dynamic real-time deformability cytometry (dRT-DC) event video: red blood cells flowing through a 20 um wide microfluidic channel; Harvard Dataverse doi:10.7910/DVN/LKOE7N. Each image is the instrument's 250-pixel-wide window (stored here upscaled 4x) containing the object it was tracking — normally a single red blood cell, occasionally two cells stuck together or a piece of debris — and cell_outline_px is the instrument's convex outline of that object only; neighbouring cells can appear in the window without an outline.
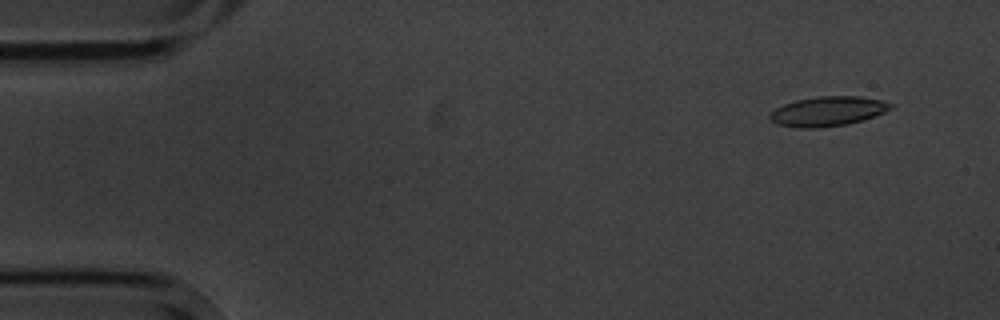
{"species": "common noctule bat (a hibernating species)", "species_latin": "Nyctalus noctula", "temperature_condition": "cold", "stored_images_in_passage": 13, "camera_frame_rate_fps": 3000, "um_per_image_px": 0.085, "animal": {"sex": "male", "body_mass_g": 20.1, "forearm_length_mm": 53.5}, "frame": {"image": 1, "passage_image": 2, "time_ms": 1.0, "image_size_px": [1000, 320], "cell_outline_px": [[892, 108], [884, 112], [864, 120], [848, 124], [820, 128], [796, 128], [776, 124], [768, 116], [776, 108], [784, 104], [796, 100], [820, 96], [860, 96], [880, 100], [892, 104]], "centroid_in_image_um": [70.35, 9.47], "position_along_channel_um": 14.6, "area_um2": 20.87}}
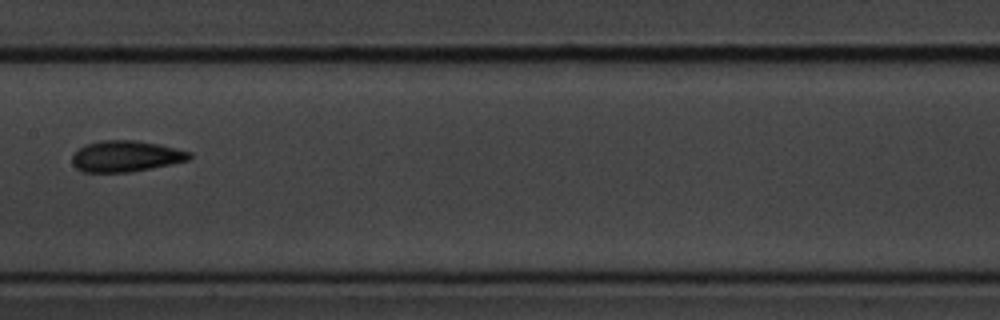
{"frame": {"image": 2, "passage_image": 8, "time_ms": 9.0, "image_size_px": [1000, 320], "cell_outline_px": [[192, 156], [188, 160], [172, 164], [128, 172], [84, 172], [76, 168], [72, 164], [72, 152], [84, 144], [100, 140], [136, 140], [176, 148], [192, 152]], "centroid_in_image_um": [10.65, 13.27], "position_along_channel_um": 196.8, "area_um2": 21.39}}
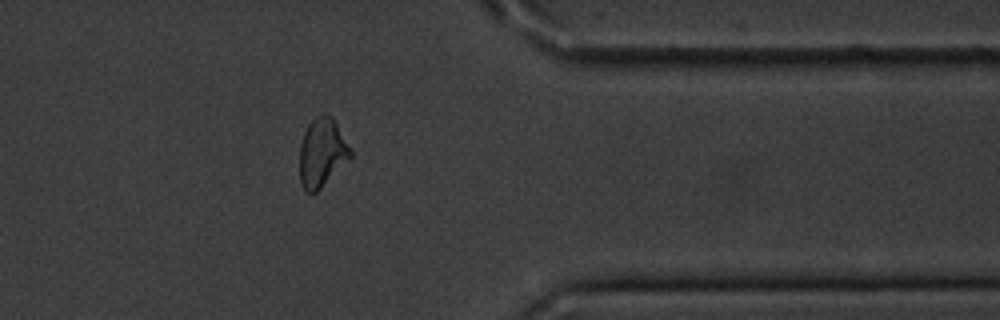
{"frame": {"image": 3, "passage_image": 13, "time_ms": 14.667, "image_size_px": [1000, 320], "cell_outline_px": [[352, 156], [312, 196], [304, 192], [300, 184], [300, 144], [304, 132], [308, 124], [316, 116], [324, 112], [332, 116], [352, 148]], "centroid_in_image_um": [27.36, 12.97], "position_along_channel_um": 384.0, "area_um2": 20.63}, "authors_computed_cell_mechanics": {"area_um2": 20.6346, "velocity_mm_per_s": 3.5504, "shape_relaxation_time_tau1_ms": null, "shape_relaxation_time_tau2_ms": 3.7167, "deformation_change_tau1": null, "deformation_change_tau2": 0.115}}